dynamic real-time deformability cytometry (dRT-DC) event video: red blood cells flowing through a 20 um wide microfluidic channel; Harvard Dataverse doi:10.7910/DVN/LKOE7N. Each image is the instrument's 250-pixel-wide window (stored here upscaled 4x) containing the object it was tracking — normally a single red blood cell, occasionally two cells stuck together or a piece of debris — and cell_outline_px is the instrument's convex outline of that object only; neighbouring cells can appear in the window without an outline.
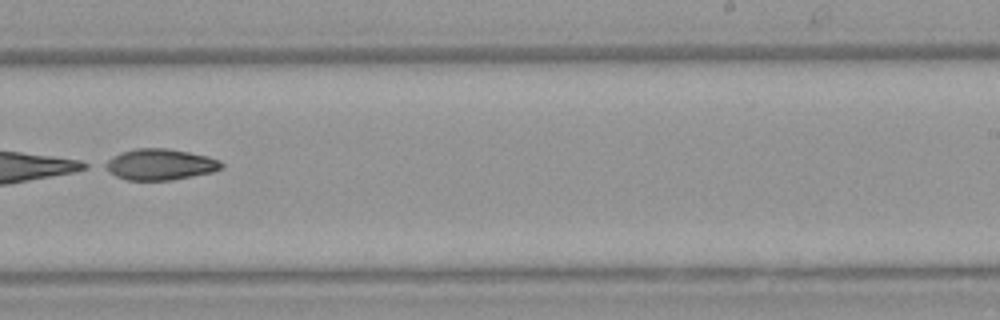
{"species": "Egyptian fruit bat (a non-hibernating species)", "species_latin": "Rousettus aegyptiacus", "temperature_condition": "warm", "stored_images_in_passage": 50, "camera_frame_rate_fps": 3000, "um_per_image_px": 0.085, "animal": {"sex": "female"}, "frame": {"image": 1, "passage_image": 32, "time_ms": 10.333, "image_size_px": [1000, 320], "cell_outline_px": [[224, 168], [212, 172], [172, 180], [124, 180], [100, 168], [100, 164], [112, 156], [120, 152], [136, 148], [168, 148], [208, 156], [220, 160], [224, 164]], "centroid_in_image_um": [13.54, 13.98], "position_along_channel_um": 275.5, "area_um2": 21.56}}